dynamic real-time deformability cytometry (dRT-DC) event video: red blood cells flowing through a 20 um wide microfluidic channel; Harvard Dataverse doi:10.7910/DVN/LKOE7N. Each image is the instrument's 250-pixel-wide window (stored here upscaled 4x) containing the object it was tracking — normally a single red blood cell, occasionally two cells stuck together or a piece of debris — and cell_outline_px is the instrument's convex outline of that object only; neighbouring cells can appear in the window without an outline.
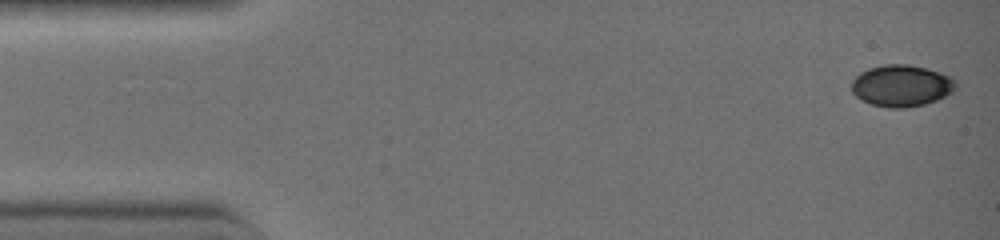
{"species": "common noctule bat (a hibernating species)", "species_latin": "Nyctalus noctula", "temperature_condition": "warm", "stored_images_in_passage": 42, "camera_frame_rate_fps": 3000, "um_per_image_px": 0.085, "animal": {"sex": "female", "body_mass_g": 19.0, "forearm_length_mm": 51.5}, "frame": {"image": 1, "passage_image": 1, "time_ms": 0.0, "image_size_px": [1000, 240], "cell_outline_px": [[956, 88], [952, 92], [936, 100], [924, 104], [904, 108], [888, 108], [872, 104], [856, 96], [852, 92], [852, 80], [860, 72], [868, 68], [884, 64], [908, 64], [928, 68], [952, 76], [956, 80]], "centroid_in_image_um": [76.64, 7.27], "position_along_channel_um": 8.4, "area_um2": 25.43}}
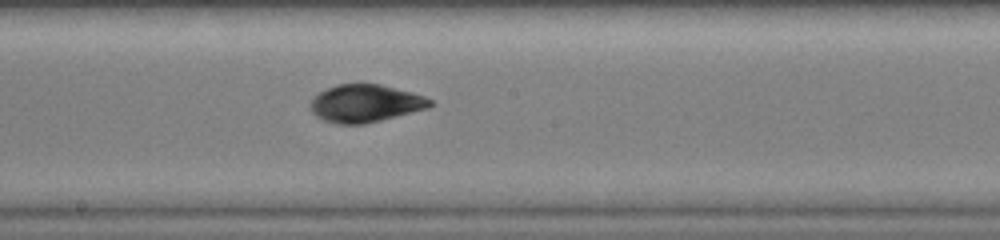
{"frame": {"image": 2, "passage_image": 23, "time_ms": 7.333, "image_size_px": [1000, 240], "cell_outline_px": [[436, 104], [428, 108], [364, 124], [336, 124], [324, 120], [316, 116], [308, 108], [308, 104], [312, 96], [336, 84], [380, 84], [412, 92], [424, 96], [432, 100]], "centroid_in_image_um": [31.02, 8.79], "position_along_channel_um": 217.2, "area_um2": 26.41}}
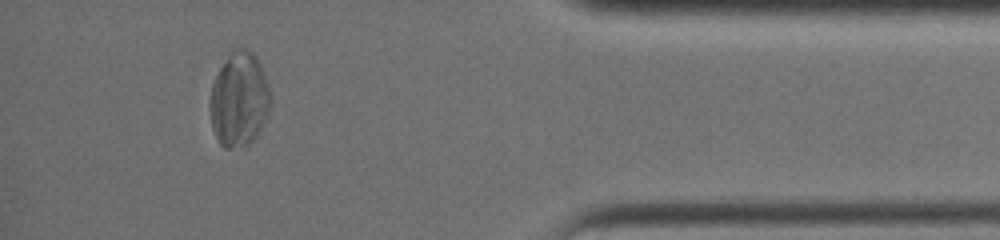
{"frame": {"image": 3, "passage_image": 38, "time_ms": 12.333, "image_size_px": [1000, 240], "cell_outline_px": [[272, 100], [268, 116], [256, 136], [244, 148], [224, 148], [220, 144], [212, 128], [208, 108], [208, 100], [212, 84], [228, 52], [232, 48], [244, 44], [256, 56], [264, 72], [268, 84]], "centroid_in_image_um": [20.32, 8.42], "position_along_channel_um": 414.9, "area_um2": 34.33}, "authors_computed_cell_mechanics": {"area_um2": 26.3279, "velocity_mm_per_s": 4.5382, "shape_relaxation_time_tau1_ms": 2.4796, "shape_relaxation_time_tau2_ms": null, "deformation_change_tau1": 0.0799, "deformation_change_tau2": null}}